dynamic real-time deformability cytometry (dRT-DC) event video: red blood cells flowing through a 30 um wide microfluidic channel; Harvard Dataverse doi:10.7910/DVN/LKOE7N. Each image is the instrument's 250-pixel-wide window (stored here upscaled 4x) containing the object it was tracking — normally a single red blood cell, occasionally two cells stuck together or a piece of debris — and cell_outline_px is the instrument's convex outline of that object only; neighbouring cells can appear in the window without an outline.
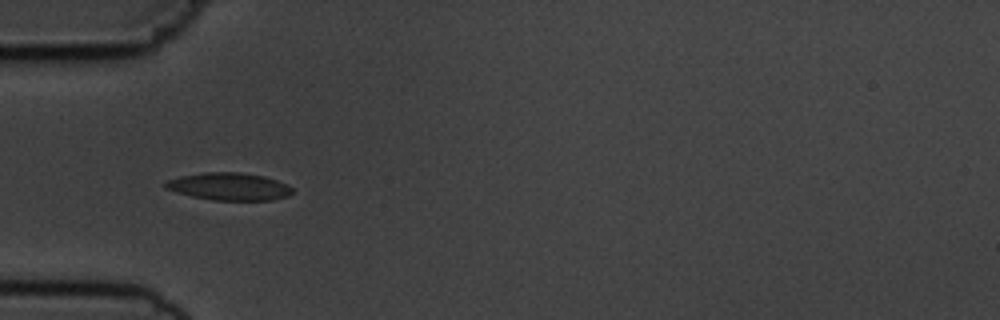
{"species": "common noctule bat (a hibernating species)", "species_latin": "Nyctalus noctula", "temperature_condition": "cold", "stored_images_in_passage": 2, "camera_frame_rate_fps": 3000, "um_per_image_px": 0.085, "animal": {"sex": "male", "body_mass_g": 19.5, "forearm_length_mm": 54.6}, "frame": {"image": 1, "passage_image": 1, "time_ms": 0.0, "image_size_px": [1000, 320], "cell_outline_px": [[292, 192], [288, 196], [272, 200], [212, 200], [192, 196], [176, 192], [164, 188], [164, 184], [168, 180], [180, 176], [204, 172], [240, 172], [264, 176], [276, 180], [292, 188]], "centroid_in_image_um": [19.45, 15.85], "position_along_channel_um": 65.6, "area_um2": 20.23}}
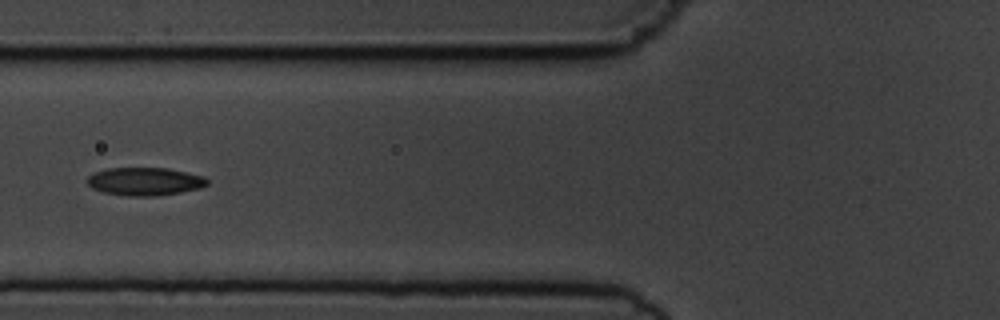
{"frame": {"image": 2, "passage_image": 2, "time_ms": 1.333, "image_size_px": [1000, 320], "cell_outline_px": [[208, 184], [200, 188], [180, 192], [156, 196], [128, 196], [104, 192], [92, 188], [88, 184], [88, 176], [92, 172], [108, 168], [168, 168], [204, 176], [208, 180]], "centroid_in_image_um": [12.31, 15.42], "position_along_channel_um": 113.5, "area_um2": 19.59}}